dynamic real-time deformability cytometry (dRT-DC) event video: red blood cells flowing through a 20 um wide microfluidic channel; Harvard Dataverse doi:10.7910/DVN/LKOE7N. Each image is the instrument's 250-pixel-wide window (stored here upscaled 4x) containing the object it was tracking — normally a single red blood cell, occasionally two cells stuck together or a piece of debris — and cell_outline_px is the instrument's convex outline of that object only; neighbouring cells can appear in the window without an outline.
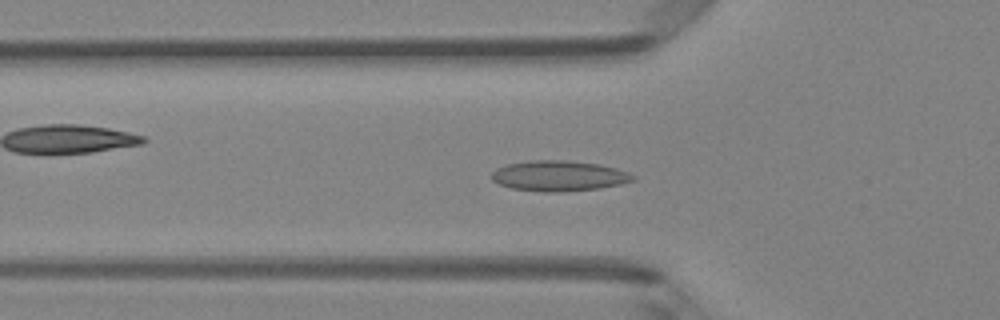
{"species": "Egyptian fruit bat (a non-hibernating species)", "species_latin": "Rousettus aegyptiacus", "temperature_condition": "room temperature", "stored_images_in_passage": 37, "camera_frame_rate_fps": 3000, "um_per_image_px": 0.085, "animal": {"sex": "female"}, "frame": {"image": 1, "passage_image": 5, "time_ms": 1.333, "image_size_px": [1000, 320], "cell_outline_px": [[636, 180], [620, 184], [600, 188], [560, 192], [544, 192], [512, 188], [500, 184], [492, 180], [492, 172], [496, 168], [508, 164], [528, 160], [568, 160], [600, 164], [616, 168], [628, 172], [636, 176]], "centroid_in_image_um": [47.53, 14.94], "position_along_channel_um": 78.3, "area_um2": 25.2}}
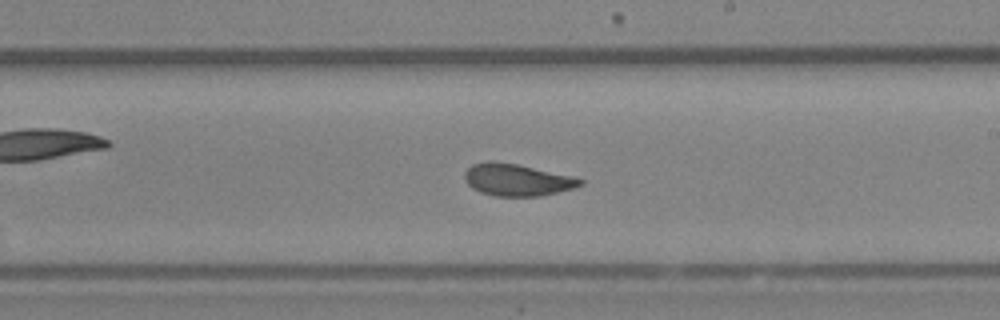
{"frame": {"image": 2, "passage_image": 17, "time_ms": 5.333, "image_size_px": [1000, 320], "cell_outline_px": [[584, 184], [576, 188], [540, 196], [496, 196], [480, 192], [472, 188], [464, 180], [464, 172], [472, 164], [488, 160], [492, 160], [516, 164], [572, 176], [584, 180]], "centroid_in_image_um": [43.93, 15.28], "position_along_channel_um": 245.1, "area_um2": 21.68}}
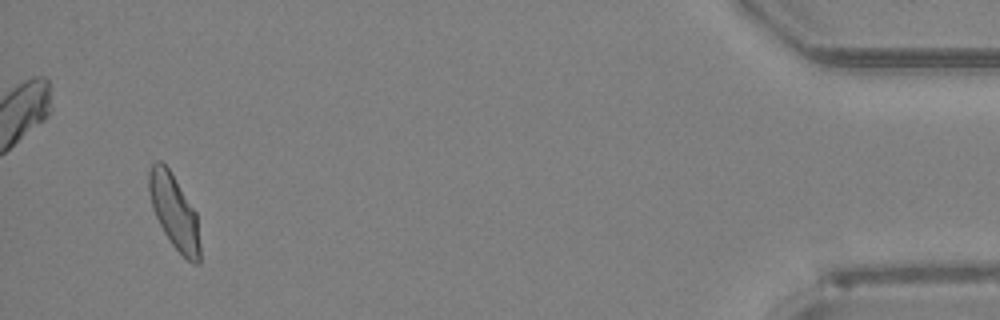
{"frame": {"image": 3, "passage_image": 35, "time_ms": 11.333, "image_size_px": [1000, 320], "cell_outline_px": [[200, 264], [192, 264], [172, 244], [164, 232], [152, 208], [148, 192], [148, 172], [152, 164], [156, 160], [160, 160], [168, 168], [196, 212], [200, 244]], "centroid_in_image_um": [14.8, 18.0], "position_along_channel_um": 420.4, "area_um2": 21.91}, "authors_computed_cell_mechanics": {"area_um2": 22.0796, "velocity_mm_per_s": 4.1707, "shape_relaxation_time_tau1_ms": null, "shape_relaxation_time_tau2_ms": 1.1883, "deformation_change_tau1": null, "deformation_change_tau2": 0.0652}}